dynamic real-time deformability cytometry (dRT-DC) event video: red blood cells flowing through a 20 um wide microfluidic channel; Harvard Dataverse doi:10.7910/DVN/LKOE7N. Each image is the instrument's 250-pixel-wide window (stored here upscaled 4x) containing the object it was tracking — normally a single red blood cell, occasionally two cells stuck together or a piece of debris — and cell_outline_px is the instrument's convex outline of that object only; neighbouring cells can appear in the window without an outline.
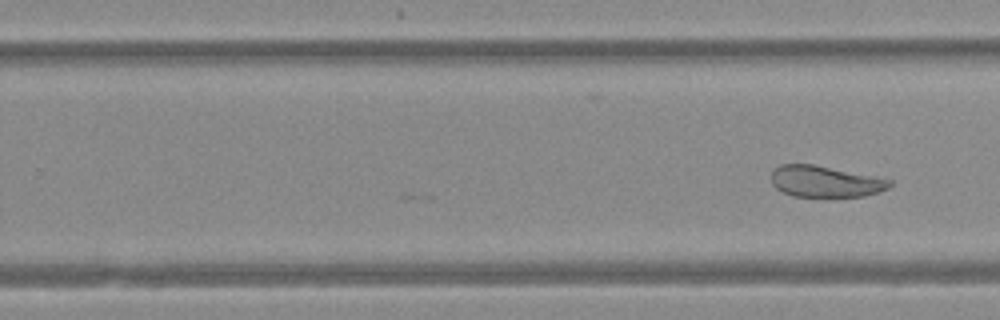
{"species": "Egyptian fruit bat (a non-hibernating species)", "species_latin": "Rousettus aegyptiacus", "temperature_condition": "warm", "stored_images_in_passage": 24, "camera_frame_rate_fps": 3000, "um_per_image_px": 0.085, "animal": {"sex": "female"}, "frame": {"image": 1, "passage_image": 24, "time_ms": 7.667, "image_size_px": [1000, 320], "cell_outline_px": [[892, 184], [888, 188], [864, 196], [792, 196], [776, 188], [772, 184], [772, 172], [780, 164], [812, 164], [892, 180]], "centroid_in_image_um": [70.11, 15.42], "position_along_channel_um": 259.7, "area_um2": 21.15}}